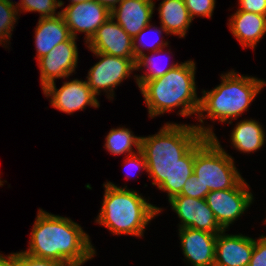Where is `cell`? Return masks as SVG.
Returning a JSON list of instances; mask_svg holds the SVG:
<instances>
[{
	"instance_id": "cell-1",
	"label": "cell",
	"mask_w": 266,
	"mask_h": 266,
	"mask_svg": "<svg viewBox=\"0 0 266 266\" xmlns=\"http://www.w3.org/2000/svg\"><path fill=\"white\" fill-rule=\"evenodd\" d=\"M23 252L69 266H81L96 254L79 224L42 209L34 222L29 248Z\"/></svg>"
},
{
	"instance_id": "cell-2",
	"label": "cell",
	"mask_w": 266,
	"mask_h": 266,
	"mask_svg": "<svg viewBox=\"0 0 266 266\" xmlns=\"http://www.w3.org/2000/svg\"><path fill=\"white\" fill-rule=\"evenodd\" d=\"M211 127L166 123L152 136L141 137L143 153L149 177L158 189L167 191L168 200L173 197V170L181 159L203 136L213 137Z\"/></svg>"
},
{
	"instance_id": "cell-3",
	"label": "cell",
	"mask_w": 266,
	"mask_h": 266,
	"mask_svg": "<svg viewBox=\"0 0 266 266\" xmlns=\"http://www.w3.org/2000/svg\"><path fill=\"white\" fill-rule=\"evenodd\" d=\"M195 62L180 63L164 76L147 82H136L145 99L150 117L159 116L182 106L179 115H198L200 98L196 94Z\"/></svg>"
},
{
	"instance_id": "cell-4",
	"label": "cell",
	"mask_w": 266,
	"mask_h": 266,
	"mask_svg": "<svg viewBox=\"0 0 266 266\" xmlns=\"http://www.w3.org/2000/svg\"><path fill=\"white\" fill-rule=\"evenodd\" d=\"M105 187L101 211L96 222L112 234L143 236L146 225L161 212V208L148 203L136 191L117 187L112 182Z\"/></svg>"
},
{
	"instance_id": "cell-5",
	"label": "cell",
	"mask_w": 266,
	"mask_h": 266,
	"mask_svg": "<svg viewBox=\"0 0 266 266\" xmlns=\"http://www.w3.org/2000/svg\"><path fill=\"white\" fill-rule=\"evenodd\" d=\"M221 78V84L213 90L202 91L198 112L199 122L203 123V119L208 117L213 121L219 119L220 122L231 124V120H237L236 118L248 110L253 99L266 86L263 80L241 76L232 70L221 75ZM204 112L207 115L204 116Z\"/></svg>"
},
{
	"instance_id": "cell-6",
	"label": "cell",
	"mask_w": 266,
	"mask_h": 266,
	"mask_svg": "<svg viewBox=\"0 0 266 266\" xmlns=\"http://www.w3.org/2000/svg\"><path fill=\"white\" fill-rule=\"evenodd\" d=\"M193 175L204 188V199L209 192L233 188L242 179L234 159L225 152L216 135L203 136L195 144Z\"/></svg>"
},
{
	"instance_id": "cell-7",
	"label": "cell",
	"mask_w": 266,
	"mask_h": 266,
	"mask_svg": "<svg viewBox=\"0 0 266 266\" xmlns=\"http://www.w3.org/2000/svg\"><path fill=\"white\" fill-rule=\"evenodd\" d=\"M101 58L88 71L87 83L91 90L99 95L101 90L109 92L108 98H113L114 88L128 78L132 71L137 70L136 59H125L100 52H93Z\"/></svg>"
},
{
	"instance_id": "cell-8",
	"label": "cell",
	"mask_w": 266,
	"mask_h": 266,
	"mask_svg": "<svg viewBox=\"0 0 266 266\" xmlns=\"http://www.w3.org/2000/svg\"><path fill=\"white\" fill-rule=\"evenodd\" d=\"M248 189L247 183L242 178L233 188L211 191L205 197L218 224L224 230L251 205L253 194Z\"/></svg>"
},
{
	"instance_id": "cell-9",
	"label": "cell",
	"mask_w": 266,
	"mask_h": 266,
	"mask_svg": "<svg viewBox=\"0 0 266 266\" xmlns=\"http://www.w3.org/2000/svg\"><path fill=\"white\" fill-rule=\"evenodd\" d=\"M72 37L84 32L87 43L102 24L111 16V12L97 0L69 4L60 11Z\"/></svg>"
},
{
	"instance_id": "cell-10",
	"label": "cell",
	"mask_w": 266,
	"mask_h": 266,
	"mask_svg": "<svg viewBox=\"0 0 266 266\" xmlns=\"http://www.w3.org/2000/svg\"><path fill=\"white\" fill-rule=\"evenodd\" d=\"M43 90L46 97H51L52 107L72 114L78 110H84L87 105L98 108L100 106L96 94L88 86L87 81L72 80L64 82L62 87L56 88L55 81L47 85Z\"/></svg>"
},
{
	"instance_id": "cell-11",
	"label": "cell",
	"mask_w": 266,
	"mask_h": 266,
	"mask_svg": "<svg viewBox=\"0 0 266 266\" xmlns=\"http://www.w3.org/2000/svg\"><path fill=\"white\" fill-rule=\"evenodd\" d=\"M181 220L180 228H193L212 234H219L224 230L217 222L215 215L205 199L176 195L168 200Z\"/></svg>"
},
{
	"instance_id": "cell-12",
	"label": "cell",
	"mask_w": 266,
	"mask_h": 266,
	"mask_svg": "<svg viewBox=\"0 0 266 266\" xmlns=\"http://www.w3.org/2000/svg\"><path fill=\"white\" fill-rule=\"evenodd\" d=\"M74 37L59 43L47 55L38 59L42 89L57 78H65L75 72L78 49Z\"/></svg>"
},
{
	"instance_id": "cell-13",
	"label": "cell",
	"mask_w": 266,
	"mask_h": 266,
	"mask_svg": "<svg viewBox=\"0 0 266 266\" xmlns=\"http://www.w3.org/2000/svg\"><path fill=\"white\" fill-rule=\"evenodd\" d=\"M91 52L136 59L131 38L110 16L86 43Z\"/></svg>"
},
{
	"instance_id": "cell-14",
	"label": "cell",
	"mask_w": 266,
	"mask_h": 266,
	"mask_svg": "<svg viewBox=\"0 0 266 266\" xmlns=\"http://www.w3.org/2000/svg\"><path fill=\"white\" fill-rule=\"evenodd\" d=\"M217 234L214 266H248L254 249V239L244 235Z\"/></svg>"
},
{
	"instance_id": "cell-15",
	"label": "cell",
	"mask_w": 266,
	"mask_h": 266,
	"mask_svg": "<svg viewBox=\"0 0 266 266\" xmlns=\"http://www.w3.org/2000/svg\"><path fill=\"white\" fill-rule=\"evenodd\" d=\"M183 254L192 266H214L217 234L193 228H180Z\"/></svg>"
},
{
	"instance_id": "cell-16",
	"label": "cell",
	"mask_w": 266,
	"mask_h": 266,
	"mask_svg": "<svg viewBox=\"0 0 266 266\" xmlns=\"http://www.w3.org/2000/svg\"><path fill=\"white\" fill-rule=\"evenodd\" d=\"M153 1L121 0L111 11V17L117 20V23L131 38H134L150 23L155 8Z\"/></svg>"
},
{
	"instance_id": "cell-17",
	"label": "cell",
	"mask_w": 266,
	"mask_h": 266,
	"mask_svg": "<svg viewBox=\"0 0 266 266\" xmlns=\"http://www.w3.org/2000/svg\"><path fill=\"white\" fill-rule=\"evenodd\" d=\"M228 25L243 47L254 49L266 33V16L237 10L229 19Z\"/></svg>"
},
{
	"instance_id": "cell-18",
	"label": "cell",
	"mask_w": 266,
	"mask_h": 266,
	"mask_svg": "<svg viewBox=\"0 0 266 266\" xmlns=\"http://www.w3.org/2000/svg\"><path fill=\"white\" fill-rule=\"evenodd\" d=\"M70 37L69 28L61 14L50 18H39L38 25L35 28L37 60Z\"/></svg>"
},
{
	"instance_id": "cell-19",
	"label": "cell",
	"mask_w": 266,
	"mask_h": 266,
	"mask_svg": "<svg viewBox=\"0 0 266 266\" xmlns=\"http://www.w3.org/2000/svg\"><path fill=\"white\" fill-rule=\"evenodd\" d=\"M159 17L166 34L185 37L192 22L184 0H163L159 6Z\"/></svg>"
},
{
	"instance_id": "cell-20",
	"label": "cell",
	"mask_w": 266,
	"mask_h": 266,
	"mask_svg": "<svg viewBox=\"0 0 266 266\" xmlns=\"http://www.w3.org/2000/svg\"><path fill=\"white\" fill-rule=\"evenodd\" d=\"M255 120H242L232 131L231 142L234 148L243 153L255 152L265 141V133Z\"/></svg>"
},
{
	"instance_id": "cell-21",
	"label": "cell",
	"mask_w": 266,
	"mask_h": 266,
	"mask_svg": "<svg viewBox=\"0 0 266 266\" xmlns=\"http://www.w3.org/2000/svg\"><path fill=\"white\" fill-rule=\"evenodd\" d=\"M141 137L134 136L128 128L111 129L105 138V148L114 155L128 153L127 156L135 154L132 146L140 150Z\"/></svg>"
},
{
	"instance_id": "cell-22",
	"label": "cell",
	"mask_w": 266,
	"mask_h": 266,
	"mask_svg": "<svg viewBox=\"0 0 266 266\" xmlns=\"http://www.w3.org/2000/svg\"><path fill=\"white\" fill-rule=\"evenodd\" d=\"M195 145L181 158L173 170V197L180 194L186 181L193 176Z\"/></svg>"
},
{
	"instance_id": "cell-23",
	"label": "cell",
	"mask_w": 266,
	"mask_h": 266,
	"mask_svg": "<svg viewBox=\"0 0 266 266\" xmlns=\"http://www.w3.org/2000/svg\"><path fill=\"white\" fill-rule=\"evenodd\" d=\"M19 10L15 8L13 1L0 0V44L11 38Z\"/></svg>"
},
{
	"instance_id": "cell-24",
	"label": "cell",
	"mask_w": 266,
	"mask_h": 266,
	"mask_svg": "<svg viewBox=\"0 0 266 266\" xmlns=\"http://www.w3.org/2000/svg\"><path fill=\"white\" fill-rule=\"evenodd\" d=\"M20 2L16 3V9L21 8V11L26 12H39L40 19L58 16L61 12L55 13L56 9L64 5L61 0H20Z\"/></svg>"
},
{
	"instance_id": "cell-25",
	"label": "cell",
	"mask_w": 266,
	"mask_h": 266,
	"mask_svg": "<svg viewBox=\"0 0 266 266\" xmlns=\"http://www.w3.org/2000/svg\"><path fill=\"white\" fill-rule=\"evenodd\" d=\"M155 56L149 57L147 54H143L136 63L137 70L141 67H145L147 72L144 75L136 76V82H147L149 80L164 76L169 70L173 69L179 63L171 64L168 67L161 68L157 66V61L155 62Z\"/></svg>"
},
{
	"instance_id": "cell-26",
	"label": "cell",
	"mask_w": 266,
	"mask_h": 266,
	"mask_svg": "<svg viewBox=\"0 0 266 266\" xmlns=\"http://www.w3.org/2000/svg\"><path fill=\"white\" fill-rule=\"evenodd\" d=\"M150 27H152V25H150V24H148L144 29H142L134 38H133V47H134V54H135V58H136V60H138L143 54H144V51H143V47H146L147 45H146V43L143 41L144 40V38H145V34H146V31L148 32V29H150L151 30V28ZM154 29H152L153 30V32H157L158 34V36H160V35H162V31L163 32H165L166 33V30H165V28L161 25V28H160V30H158L157 29V27H153ZM162 29V30H161ZM150 30H149V32H150ZM152 30H151V32H152ZM141 39V40H140ZM137 41L138 42H140L139 43V45H138V43H137ZM140 44H141V46H140ZM152 45V46H151ZM149 44V48L151 49V51L155 54H157V53H160L161 54V52H164V50H163V48L164 47H166L167 45H168V41L167 42H164L163 40H161V41H155V42H152V44ZM164 46V47H163ZM142 47V48H141Z\"/></svg>"
},
{
	"instance_id": "cell-27",
	"label": "cell",
	"mask_w": 266,
	"mask_h": 266,
	"mask_svg": "<svg viewBox=\"0 0 266 266\" xmlns=\"http://www.w3.org/2000/svg\"><path fill=\"white\" fill-rule=\"evenodd\" d=\"M185 6L188 9L189 15L193 20V17H212L213 10L215 8V0H184Z\"/></svg>"
},
{
	"instance_id": "cell-28",
	"label": "cell",
	"mask_w": 266,
	"mask_h": 266,
	"mask_svg": "<svg viewBox=\"0 0 266 266\" xmlns=\"http://www.w3.org/2000/svg\"><path fill=\"white\" fill-rule=\"evenodd\" d=\"M15 266H69L50 259L33 257L25 252L11 253Z\"/></svg>"
},
{
	"instance_id": "cell-29",
	"label": "cell",
	"mask_w": 266,
	"mask_h": 266,
	"mask_svg": "<svg viewBox=\"0 0 266 266\" xmlns=\"http://www.w3.org/2000/svg\"><path fill=\"white\" fill-rule=\"evenodd\" d=\"M248 266H266V236L261 235L257 241L254 239V249Z\"/></svg>"
},
{
	"instance_id": "cell-30",
	"label": "cell",
	"mask_w": 266,
	"mask_h": 266,
	"mask_svg": "<svg viewBox=\"0 0 266 266\" xmlns=\"http://www.w3.org/2000/svg\"><path fill=\"white\" fill-rule=\"evenodd\" d=\"M179 195L204 199V188L200 182L196 180V176L193 175L186 181Z\"/></svg>"
},
{
	"instance_id": "cell-31",
	"label": "cell",
	"mask_w": 266,
	"mask_h": 266,
	"mask_svg": "<svg viewBox=\"0 0 266 266\" xmlns=\"http://www.w3.org/2000/svg\"><path fill=\"white\" fill-rule=\"evenodd\" d=\"M238 4L237 10L266 16V0H239Z\"/></svg>"
},
{
	"instance_id": "cell-32",
	"label": "cell",
	"mask_w": 266,
	"mask_h": 266,
	"mask_svg": "<svg viewBox=\"0 0 266 266\" xmlns=\"http://www.w3.org/2000/svg\"><path fill=\"white\" fill-rule=\"evenodd\" d=\"M126 157H128L125 160V163L127 164L126 167H128V168L132 167L133 169L139 168V170L143 169V170L147 171V163H146V160H145L143 153L140 150L137 151V153L126 156ZM130 172L128 173V175H130Z\"/></svg>"
},
{
	"instance_id": "cell-33",
	"label": "cell",
	"mask_w": 266,
	"mask_h": 266,
	"mask_svg": "<svg viewBox=\"0 0 266 266\" xmlns=\"http://www.w3.org/2000/svg\"><path fill=\"white\" fill-rule=\"evenodd\" d=\"M0 266H15L13 256L10 254L5 257V255L0 254Z\"/></svg>"
},
{
	"instance_id": "cell-34",
	"label": "cell",
	"mask_w": 266,
	"mask_h": 266,
	"mask_svg": "<svg viewBox=\"0 0 266 266\" xmlns=\"http://www.w3.org/2000/svg\"><path fill=\"white\" fill-rule=\"evenodd\" d=\"M102 6L106 7L110 12L117 6L121 0H97Z\"/></svg>"
},
{
	"instance_id": "cell-35",
	"label": "cell",
	"mask_w": 266,
	"mask_h": 266,
	"mask_svg": "<svg viewBox=\"0 0 266 266\" xmlns=\"http://www.w3.org/2000/svg\"><path fill=\"white\" fill-rule=\"evenodd\" d=\"M71 4L73 3H83V2H87V1H91V0H70Z\"/></svg>"
}]
</instances>
